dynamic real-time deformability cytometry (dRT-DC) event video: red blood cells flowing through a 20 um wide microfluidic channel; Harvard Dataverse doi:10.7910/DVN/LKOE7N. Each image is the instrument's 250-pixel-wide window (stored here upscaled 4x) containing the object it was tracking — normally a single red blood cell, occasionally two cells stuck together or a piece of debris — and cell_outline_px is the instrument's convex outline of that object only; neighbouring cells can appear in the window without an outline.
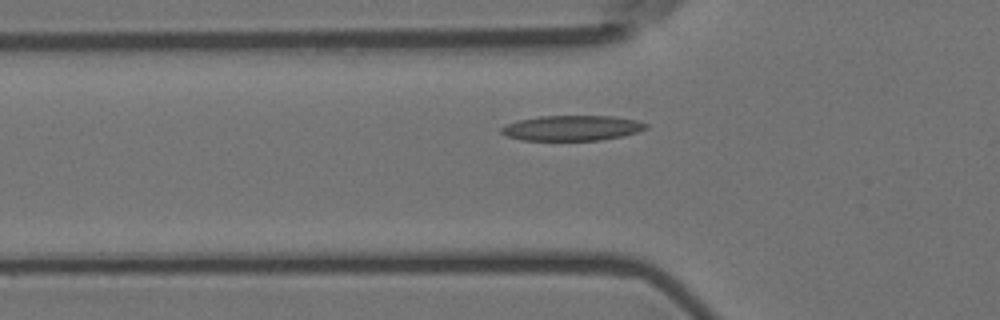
{"species": "Egyptian fruit bat (a non-hibernating species)", "species_latin": "Rousettus aegyptiacus", "temperature_condition": "room temperature", "stored_images_in_passage": 46, "camera_frame_rate_fps": 3000, "um_per_image_px": 0.085, "animal": {"sex": "female"}, "frame": {"image": 1, "passage_image": 14, "time_ms": 4.333, "image_size_px": [1000, 320], "cell_outline_px": [[648, 128], [636, 132], [620, 136], [600, 140], [524, 140], [508, 136], [500, 132], [500, 128], [508, 124], [520, 120], [540, 116], [612, 116], [636, 120], [648, 124]], "centroid_in_image_um": [48.63, 10.88], "position_along_channel_um": 77.2, "area_um2": 20.98}}
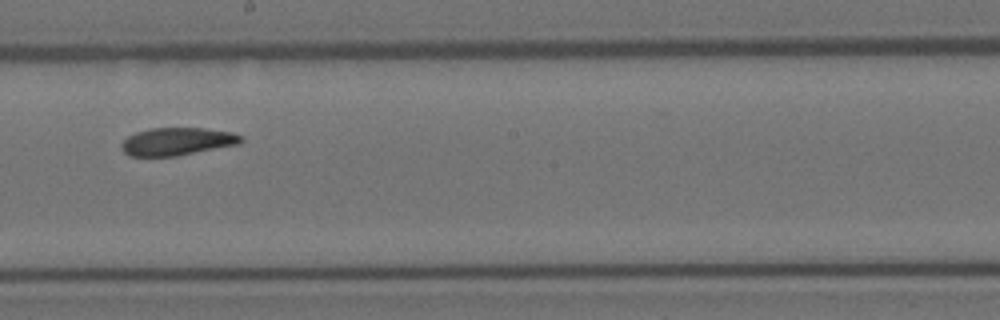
{"frame": {"image": 2, "passage_image": 27, "time_ms": 8.667, "image_size_px": [1000, 320], "cell_outline_px": [[244, 140], [240, 144], [176, 156], [128, 156], [120, 148], [120, 144], [128, 136], [136, 132], [152, 128], [204, 128], [232, 132], [244, 136]], "centroid_in_image_um": [15.07, 12.03], "position_along_channel_um": 233.1, "area_um2": 19.48}}
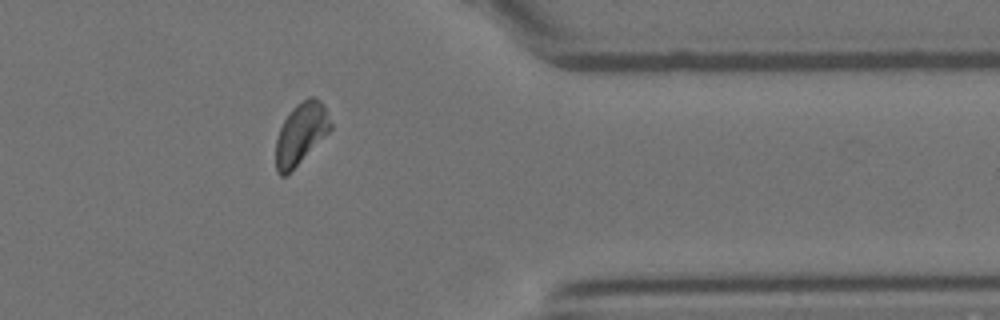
{"frame": {"image": 3, "passage_image": 41, "time_ms": 13.333, "image_size_px": [1000, 320], "cell_outline_px": [[332, 128], [284, 176], [280, 176], [276, 172], [276, 140], [280, 128], [284, 120], [292, 108], [296, 104], [308, 96], [312, 96], [320, 100], [332, 124]], "centroid_in_image_um": [25.55, 11.31], "position_along_channel_um": 385.9, "area_um2": 18.9}, "authors_computed_cell_mechanics": {"area_um2": 20.1433, "velocity_mm_per_s": 3.5927, "shape_relaxation_time_tau1_ms": 10.1747, "shape_relaxation_time_tau2_ms": 4.3886, "deformation_change_tau1": 0.2121, "deformation_change_tau2": 0.1119}}